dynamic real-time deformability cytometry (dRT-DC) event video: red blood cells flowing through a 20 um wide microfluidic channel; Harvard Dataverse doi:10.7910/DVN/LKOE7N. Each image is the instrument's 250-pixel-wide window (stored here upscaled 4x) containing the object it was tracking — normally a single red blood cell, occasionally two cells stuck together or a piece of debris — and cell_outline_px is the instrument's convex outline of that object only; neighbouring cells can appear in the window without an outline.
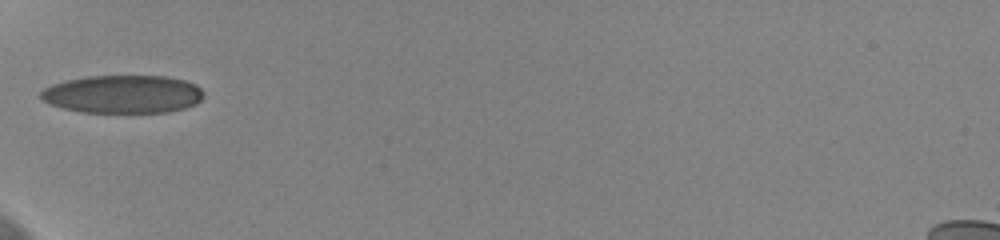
{"species": "human", "species_latin": "Homo sapiens", "temperature_condition": "cold", "stored_images_in_passage": 36, "camera_frame_rate_fps": 3000, "um_per_image_px": 0.085, "donor": {"sex": "female"}, "frame": {"image": 1, "passage_image": 1, "time_ms": 0.0, "image_size_px": [1000, 240], "cell_outline_px": [[204, 96], [196, 104], [184, 108], [168, 112], [80, 112], [64, 108], [52, 104], [44, 100], [40, 96], [40, 92], [44, 88], [52, 84], [68, 80], [88, 76], [164, 76], [184, 80], [196, 84], [204, 92]], "centroid_in_image_um": [10.47, 8.0], "position_along_channel_um": 74.5, "area_um2": 36.01}}
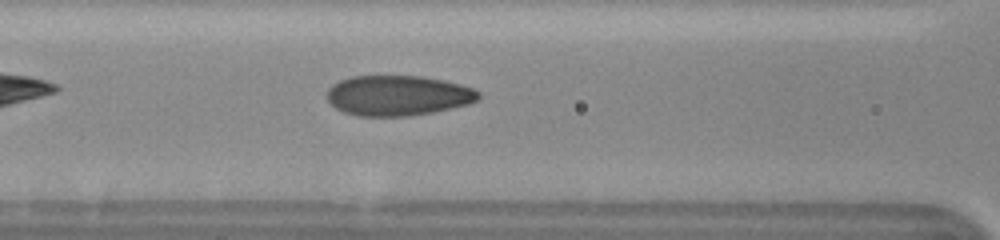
{"frame": {"image": 2, "passage_image": 6, "time_ms": 1.667, "image_size_px": [1000, 240], "cell_outline_px": [[480, 96], [476, 100], [468, 104], [452, 108], [432, 112], [408, 116], [356, 116], [344, 112], [336, 108], [328, 100], [328, 88], [332, 84], [340, 80], [352, 76], [420, 76], [444, 80], [460, 84], [472, 88], [480, 92]], "centroid_in_image_um": [33.81, 8.12], "position_along_channel_um": 132.8, "area_um2": 35.49}, "authors_computed_cell_mechanics": {"area_um2": 34.8245, "velocity_mm_per_s": 3.6461, "shape_relaxation_time_tau1_ms": 6.1223, "shape_relaxation_time_tau2_ms": 0.801, "deformation_change_tau1": 0.1766, "deformation_change_tau2": 0.046}}